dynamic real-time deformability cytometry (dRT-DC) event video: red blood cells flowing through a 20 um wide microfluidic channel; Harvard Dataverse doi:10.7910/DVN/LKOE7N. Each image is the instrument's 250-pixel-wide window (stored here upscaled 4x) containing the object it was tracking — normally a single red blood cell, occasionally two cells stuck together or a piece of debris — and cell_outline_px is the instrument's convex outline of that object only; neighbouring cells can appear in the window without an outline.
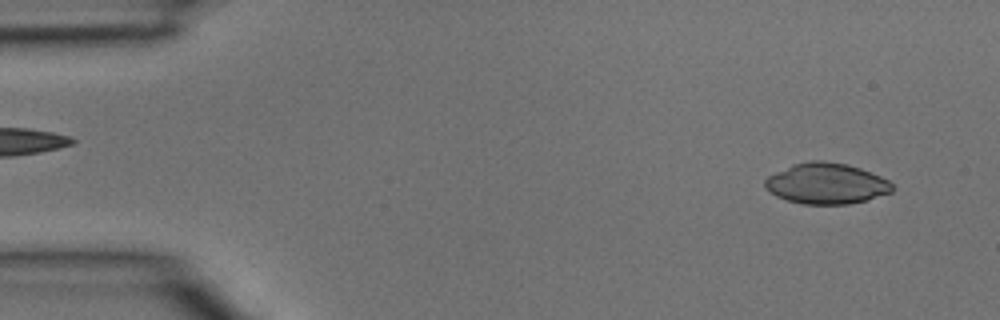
{"species": "common noctule bat (a hibernating species)", "species_latin": "Nyctalus noctula", "temperature_condition": "room temperature", "stored_images_in_passage": 39, "camera_frame_rate_fps": 3000, "um_per_image_px": 0.085, "animal": {"sex": "male", "body_mass_g": 15.6}, "frame": {"image": 1, "passage_image": 2, "time_ms": 0.333, "image_size_px": [1000, 320], "cell_outline_px": [[896, 188], [892, 192], [868, 200], [848, 204], [804, 204], [788, 200], [776, 196], [764, 188], [764, 180], [768, 176], [792, 164], [808, 160], [824, 160], [848, 164], [860, 168], [880, 176], [888, 180]], "centroid_in_image_um": [70.25, 15.59], "position_along_channel_um": 14.8, "area_um2": 30.58}}
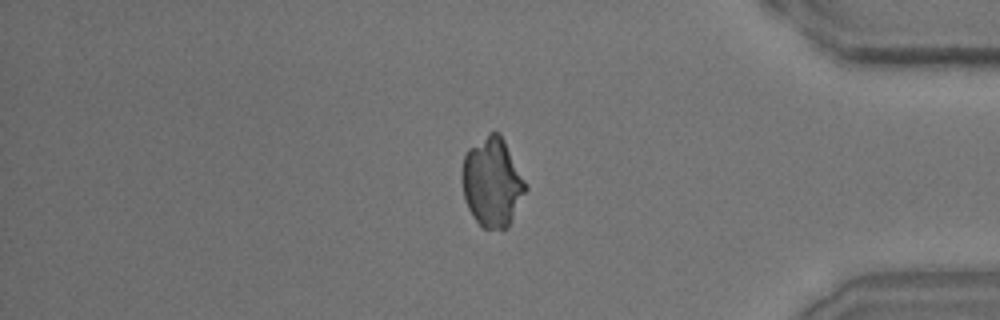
{"frame": {"image": 2, "passage_image": 33, "time_ms": 10.667, "image_size_px": [1000, 320], "cell_outline_px": [[528, 188], [508, 228], [484, 228], [472, 216], [468, 208], [464, 196], [460, 180], [460, 172], [464, 156], [468, 148], [488, 132], [500, 132]], "centroid_in_image_um": [41.81, 15.47], "position_along_channel_um": 393.4, "area_um2": 33.06}}